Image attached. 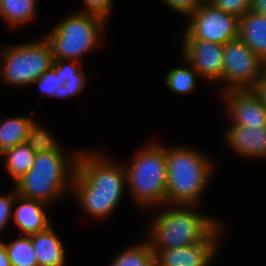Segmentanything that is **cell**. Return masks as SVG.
<instances>
[{
    "instance_id": "cell-15",
    "label": "cell",
    "mask_w": 266,
    "mask_h": 266,
    "mask_svg": "<svg viewBox=\"0 0 266 266\" xmlns=\"http://www.w3.org/2000/svg\"><path fill=\"white\" fill-rule=\"evenodd\" d=\"M38 266H64L66 251L62 241L50 225L46 230L31 235Z\"/></svg>"
},
{
    "instance_id": "cell-18",
    "label": "cell",
    "mask_w": 266,
    "mask_h": 266,
    "mask_svg": "<svg viewBox=\"0 0 266 266\" xmlns=\"http://www.w3.org/2000/svg\"><path fill=\"white\" fill-rule=\"evenodd\" d=\"M36 153L26 144H18L4 156L5 167L15 183L33 166Z\"/></svg>"
},
{
    "instance_id": "cell-25",
    "label": "cell",
    "mask_w": 266,
    "mask_h": 266,
    "mask_svg": "<svg viewBox=\"0 0 266 266\" xmlns=\"http://www.w3.org/2000/svg\"><path fill=\"white\" fill-rule=\"evenodd\" d=\"M86 84V76L83 70L76 74V78L67 79L64 84L58 88L55 92L54 97L66 98L74 95H78Z\"/></svg>"
},
{
    "instance_id": "cell-9",
    "label": "cell",
    "mask_w": 266,
    "mask_h": 266,
    "mask_svg": "<svg viewBox=\"0 0 266 266\" xmlns=\"http://www.w3.org/2000/svg\"><path fill=\"white\" fill-rule=\"evenodd\" d=\"M182 39H201L224 45L239 37L240 18L211 4H202L189 16ZM191 17V18H190Z\"/></svg>"
},
{
    "instance_id": "cell-2",
    "label": "cell",
    "mask_w": 266,
    "mask_h": 266,
    "mask_svg": "<svg viewBox=\"0 0 266 266\" xmlns=\"http://www.w3.org/2000/svg\"><path fill=\"white\" fill-rule=\"evenodd\" d=\"M65 153L62 147L58 151L37 153L33 166L14 183L17 194L49 205L66 191L70 192L80 152L68 155L69 158Z\"/></svg>"
},
{
    "instance_id": "cell-33",
    "label": "cell",
    "mask_w": 266,
    "mask_h": 266,
    "mask_svg": "<svg viewBox=\"0 0 266 266\" xmlns=\"http://www.w3.org/2000/svg\"><path fill=\"white\" fill-rule=\"evenodd\" d=\"M203 4H211L214 0H202Z\"/></svg>"
},
{
    "instance_id": "cell-22",
    "label": "cell",
    "mask_w": 266,
    "mask_h": 266,
    "mask_svg": "<svg viewBox=\"0 0 266 266\" xmlns=\"http://www.w3.org/2000/svg\"><path fill=\"white\" fill-rule=\"evenodd\" d=\"M197 71L188 63V67H174L165 76V83L172 93L187 94L196 86Z\"/></svg>"
},
{
    "instance_id": "cell-4",
    "label": "cell",
    "mask_w": 266,
    "mask_h": 266,
    "mask_svg": "<svg viewBox=\"0 0 266 266\" xmlns=\"http://www.w3.org/2000/svg\"><path fill=\"white\" fill-rule=\"evenodd\" d=\"M200 150L175 146L166 148V205H195L213 172L214 163Z\"/></svg>"
},
{
    "instance_id": "cell-5",
    "label": "cell",
    "mask_w": 266,
    "mask_h": 266,
    "mask_svg": "<svg viewBox=\"0 0 266 266\" xmlns=\"http://www.w3.org/2000/svg\"><path fill=\"white\" fill-rule=\"evenodd\" d=\"M125 169L127 188L139 207L166 204V147L151 142Z\"/></svg>"
},
{
    "instance_id": "cell-20",
    "label": "cell",
    "mask_w": 266,
    "mask_h": 266,
    "mask_svg": "<svg viewBox=\"0 0 266 266\" xmlns=\"http://www.w3.org/2000/svg\"><path fill=\"white\" fill-rule=\"evenodd\" d=\"M7 250L11 266H38L31 235H21L10 244L1 242Z\"/></svg>"
},
{
    "instance_id": "cell-13",
    "label": "cell",
    "mask_w": 266,
    "mask_h": 266,
    "mask_svg": "<svg viewBox=\"0 0 266 266\" xmlns=\"http://www.w3.org/2000/svg\"><path fill=\"white\" fill-rule=\"evenodd\" d=\"M225 138L228 146L240 156L266 158V126L231 125Z\"/></svg>"
},
{
    "instance_id": "cell-8",
    "label": "cell",
    "mask_w": 266,
    "mask_h": 266,
    "mask_svg": "<svg viewBox=\"0 0 266 266\" xmlns=\"http://www.w3.org/2000/svg\"><path fill=\"white\" fill-rule=\"evenodd\" d=\"M266 71V64L238 37L223 45V72L219 82L227 90L254 89Z\"/></svg>"
},
{
    "instance_id": "cell-23",
    "label": "cell",
    "mask_w": 266,
    "mask_h": 266,
    "mask_svg": "<svg viewBox=\"0 0 266 266\" xmlns=\"http://www.w3.org/2000/svg\"><path fill=\"white\" fill-rule=\"evenodd\" d=\"M25 143L37 154L58 151L61 146L49 130L40 127L38 122L33 121L28 129Z\"/></svg>"
},
{
    "instance_id": "cell-11",
    "label": "cell",
    "mask_w": 266,
    "mask_h": 266,
    "mask_svg": "<svg viewBox=\"0 0 266 266\" xmlns=\"http://www.w3.org/2000/svg\"><path fill=\"white\" fill-rule=\"evenodd\" d=\"M221 225L200 244L154 251L155 266H209L218 247Z\"/></svg>"
},
{
    "instance_id": "cell-12",
    "label": "cell",
    "mask_w": 266,
    "mask_h": 266,
    "mask_svg": "<svg viewBox=\"0 0 266 266\" xmlns=\"http://www.w3.org/2000/svg\"><path fill=\"white\" fill-rule=\"evenodd\" d=\"M232 125L266 126V109L254 89L224 91Z\"/></svg>"
},
{
    "instance_id": "cell-29",
    "label": "cell",
    "mask_w": 266,
    "mask_h": 266,
    "mask_svg": "<svg viewBox=\"0 0 266 266\" xmlns=\"http://www.w3.org/2000/svg\"><path fill=\"white\" fill-rule=\"evenodd\" d=\"M75 62L77 63V61L73 60L54 59L52 68L55 70V74L66 82L67 79L76 78V74L82 70L79 66L75 65Z\"/></svg>"
},
{
    "instance_id": "cell-14",
    "label": "cell",
    "mask_w": 266,
    "mask_h": 266,
    "mask_svg": "<svg viewBox=\"0 0 266 266\" xmlns=\"http://www.w3.org/2000/svg\"><path fill=\"white\" fill-rule=\"evenodd\" d=\"M14 203L19 204L15 205L16 208H13L12 220L22 231L20 235L30 236L44 231L52 225L47 214L48 204L22 197L19 194H16Z\"/></svg>"
},
{
    "instance_id": "cell-3",
    "label": "cell",
    "mask_w": 266,
    "mask_h": 266,
    "mask_svg": "<svg viewBox=\"0 0 266 266\" xmlns=\"http://www.w3.org/2000/svg\"><path fill=\"white\" fill-rule=\"evenodd\" d=\"M191 207L194 205L174 204L154 217L148 239L153 251L200 244L221 225Z\"/></svg>"
},
{
    "instance_id": "cell-7",
    "label": "cell",
    "mask_w": 266,
    "mask_h": 266,
    "mask_svg": "<svg viewBox=\"0 0 266 266\" xmlns=\"http://www.w3.org/2000/svg\"><path fill=\"white\" fill-rule=\"evenodd\" d=\"M0 49L1 78L8 85L33 84L54 63L51 47L45 38Z\"/></svg>"
},
{
    "instance_id": "cell-19",
    "label": "cell",
    "mask_w": 266,
    "mask_h": 266,
    "mask_svg": "<svg viewBox=\"0 0 266 266\" xmlns=\"http://www.w3.org/2000/svg\"><path fill=\"white\" fill-rule=\"evenodd\" d=\"M36 0H0V15L10 26H20L33 19Z\"/></svg>"
},
{
    "instance_id": "cell-32",
    "label": "cell",
    "mask_w": 266,
    "mask_h": 266,
    "mask_svg": "<svg viewBox=\"0 0 266 266\" xmlns=\"http://www.w3.org/2000/svg\"><path fill=\"white\" fill-rule=\"evenodd\" d=\"M0 266H11L7 250L1 242H0Z\"/></svg>"
},
{
    "instance_id": "cell-30",
    "label": "cell",
    "mask_w": 266,
    "mask_h": 266,
    "mask_svg": "<svg viewBox=\"0 0 266 266\" xmlns=\"http://www.w3.org/2000/svg\"><path fill=\"white\" fill-rule=\"evenodd\" d=\"M172 10L181 15L189 16L196 11L202 4V0H161Z\"/></svg>"
},
{
    "instance_id": "cell-1",
    "label": "cell",
    "mask_w": 266,
    "mask_h": 266,
    "mask_svg": "<svg viewBox=\"0 0 266 266\" xmlns=\"http://www.w3.org/2000/svg\"><path fill=\"white\" fill-rule=\"evenodd\" d=\"M126 186L125 165L97 151H80L71 191L83 210L105 218L120 203Z\"/></svg>"
},
{
    "instance_id": "cell-17",
    "label": "cell",
    "mask_w": 266,
    "mask_h": 266,
    "mask_svg": "<svg viewBox=\"0 0 266 266\" xmlns=\"http://www.w3.org/2000/svg\"><path fill=\"white\" fill-rule=\"evenodd\" d=\"M34 119L31 117H10L0 121V156H6L13 146L25 143L29 127Z\"/></svg>"
},
{
    "instance_id": "cell-31",
    "label": "cell",
    "mask_w": 266,
    "mask_h": 266,
    "mask_svg": "<svg viewBox=\"0 0 266 266\" xmlns=\"http://www.w3.org/2000/svg\"><path fill=\"white\" fill-rule=\"evenodd\" d=\"M251 10L259 15L266 16V0H251Z\"/></svg>"
},
{
    "instance_id": "cell-6",
    "label": "cell",
    "mask_w": 266,
    "mask_h": 266,
    "mask_svg": "<svg viewBox=\"0 0 266 266\" xmlns=\"http://www.w3.org/2000/svg\"><path fill=\"white\" fill-rule=\"evenodd\" d=\"M104 19L79 11L67 16L45 36L54 59L78 61L101 42Z\"/></svg>"
},
{
    "instance_id": "cell-10",
    "label": "cell",
    "mask_w": 266,
    "mask_h": 266,
    "mask_svg": "<svg viewBox=\"0 0 266 266\" xmlns=\"http://www.w3.org/2000/svg\"><path fill=\"white\" fill-rule=\"evenodd\" d=\"M184 61L189 63L201 78L219 82L223 72V45L201 39H182Z\"/></svg>"
},
{
    "instance_id": "cell-21",
    "label": "cell",
    "mask_w": 266,
    "mask_h": 266,
    "mask_svg": "<svg viewBox=\"0 0 266 266\" xmlns=\"http://www.w3.org/2000/svg\"><path fill=\"white\" fill-rule=\"evenodd\" d=\"M111 266H155V254L148 241L142 242L122 251Z\"/></svg>"
},
{
    "instance_id": "cell-27",
    "label": "cell",
    "mask_w": 266,
    "mask_h": 266,
    "mask_svg": "<svg viewBox=\"0 0 266 266\" xmlns=\"http://www.w3.org/2000/svg\"><path fill=\"white\" fill-rule=\"evenodd\" d=\"M16 194L17 192L14 188L12 192L5 195H0V233L6 228L10 218L12 219Z\"/></svg>"
},
{
    "instance_id": "cell-24",
    "label": "cell",
    "mask_w": 266,
    "mask_h": 266,
    "mask_svg": "<svg viewBox=\"0 0 266 266\" xmlns=\"http://www.w3.org/2000/svg\"><path fill=\"white\" fill-rule=\"evenodd\" d=\"M33 84H37L39 87L38 89L43 94L54 97L56 90L64 84V80H61V78L55 74V70L51 67Z\"/></svg>"
},
{
    "instance_id": "cell-26",
    "label": "cell",
    "mask_w": 266,
    "mask_h": 266,
    "mask_svg": "<svg viewBox=\"0 0 266 266\" xmlns=\"http://www.w3.org/2000/svg\"><path fill=\"white\" fill-rule=\"evenodd\" d=\"M212 4L220 10L238 18L251 10V0H214Z\"/></svg>"
},
{
    "instance_id": "cell-28",
    "label": "cell",
    "mask_w": 266,
    "mask_h": 266,
    "mask_svg": "<svg viewBox=\"0 0 266 266\" xmlns=\"http://www.w3.org/2000/svg\"><path fill=\"white\" fill-rule=\"evenodd\" d=\"M83 2L86 9L84 11H80V13L95 15L105 21L108 20V16L113 6L112 0H83Z\"/></svg>"
},
{
    "instance_id": "cell-16",
    "label": "cell",
    "mask_w": 266,
    "mask_h": 266,
    "mask_svg": "<svg viewBox=\"0 0 266 266\" xmlns=\"http://www.w3.org/2000/svg\"><path fill=\"white\" fill-rule=\"evenodd\" d=\"M239 25V38L266 64V16L249 10Z\"/></svg>"
}]
</instances>
